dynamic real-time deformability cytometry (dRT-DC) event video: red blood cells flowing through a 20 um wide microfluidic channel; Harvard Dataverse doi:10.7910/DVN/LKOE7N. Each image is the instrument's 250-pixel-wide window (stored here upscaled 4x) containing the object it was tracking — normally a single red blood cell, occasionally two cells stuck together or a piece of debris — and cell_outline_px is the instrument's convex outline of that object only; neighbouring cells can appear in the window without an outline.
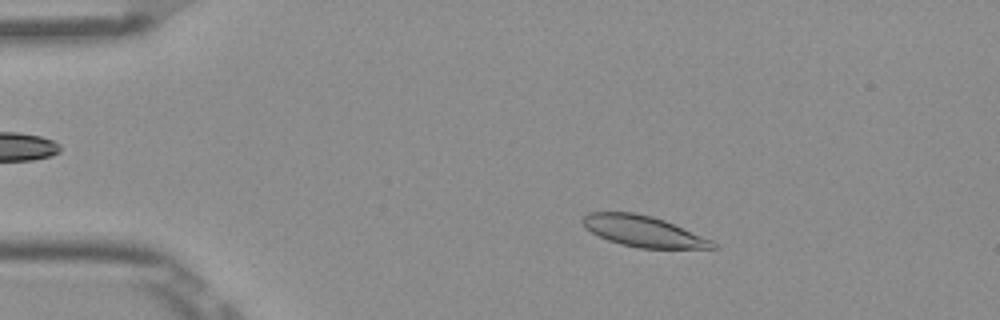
{"species": "Egyptian fruit bat (a non-hibernating species)", "species_latin": "Rousettus aegyptiacus", "temperature_condition": "room temperature", "stored_images_in_passage": 52, "camera_frame_rate_fps": 3000, "um_per_image_px": 0.085, "frame": {"image": 1, "passage_image": 9, "time_ms": 2.667, "image_size_px": [1000, 320], "cell_outline_px": [[720, 248], [640, 248], [620, 244], [608, 240], [584, 228], [580, 220], [588, 212], [636, 212], [652, 216], [664, 220], [712, 240]], "centroid_in_image_um": [54.64, 19.65], "position_along_channel_um": 30.4, "area_um2": 23.41}}
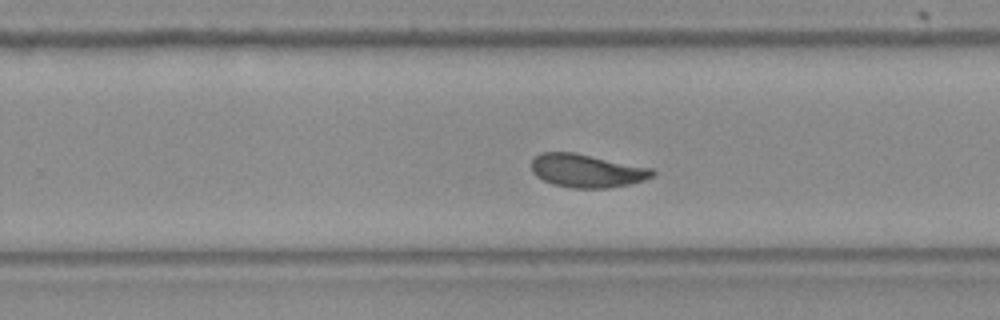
{"frame": {"image": 2, "passage_image": 33, "time_ms": 10.667, "image_size_px": [1000, 320], "cell_outline_px": [[656, 176], [632, 184], [608, 188], [572, 188], [552, 184], [536, 176], [532, 172], [532, 160], [540, 152], [576, 152], [652, 168], [656, 172]], "centroid_in_image_um": [49.91, 14.51], "position_along_channel_um": 279.9, "area_um2": 23.76}}
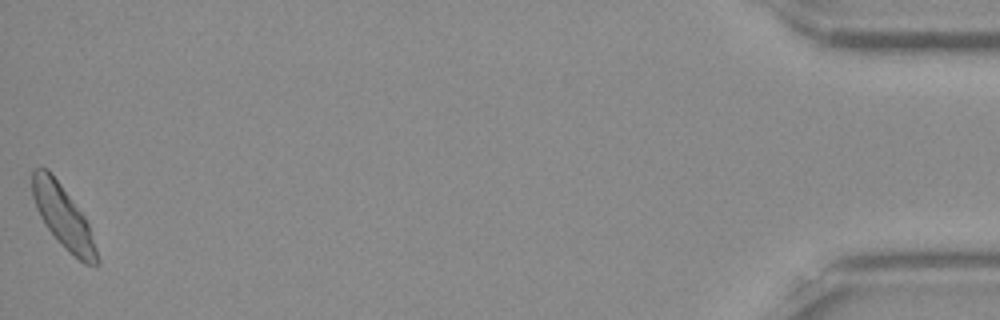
{"frame": {"image": 3, "passage_image": 52, "time_ms": 17.0, "image_size_px": [1000, 320], "cell_outline_px": [[100, 264], [84, 264], [68, 252], [60, 244], [44, 224], [36, 208], [32, 196], [32, 168], [48, 168], [84, 216], [88, 224], [100, 260]], "centroid_in_image_um": [5.35, 18.44], "position_along_channel_um": 429.9, "area_um2": 23.35}, "authors_computed_cell_mechanics": {"area_um2": 23.4957, "velocity_mm_per_s": 3.8433, "shape_relaxation_time_tau1_ms": null, "shape_relaxation_time_tau2_ms": 2.1425, "deformation_change_tau1": null, "deformation_change_tau2": 0.0774}}